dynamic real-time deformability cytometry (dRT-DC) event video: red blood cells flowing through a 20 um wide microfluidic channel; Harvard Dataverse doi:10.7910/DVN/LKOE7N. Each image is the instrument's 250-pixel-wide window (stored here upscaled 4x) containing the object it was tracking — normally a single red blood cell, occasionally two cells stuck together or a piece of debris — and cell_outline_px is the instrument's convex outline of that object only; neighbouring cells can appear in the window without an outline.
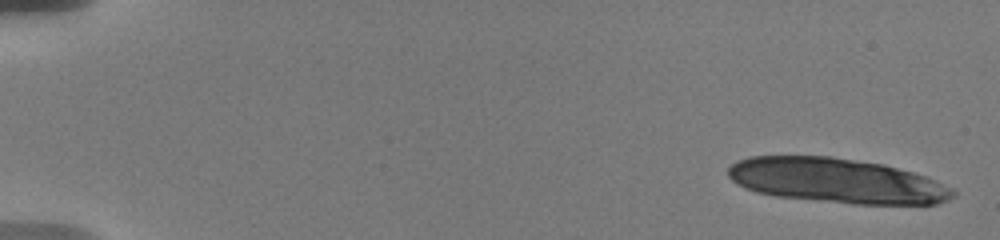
{"species": "human", "species_latin": "Homo sapiens", "temperature_condition": "warm", "stored_images_in_passage": 14, "camera_frame_rate_fps": 3000, "um_per_image_px": 0.085, "donor": {"sex": "male"}, "frame": {"image": 1, "passage_image": 1, "time_ms": 0.0, "image_size_px": [1000, 240], "cell_outline_px": [[956, 196], [940, 204], [852, 204], [776, 196], [756, 192], [744, 188], [736, 184], [728, 176], [728, 168], [736, 160], [752, 156], [832, 156], [884, 164], [912, 172], [924, 176], [956, 192]], "centroid_in_image_um": [71.07, 15.36], "position_along_channel_um": 13.9, "area_um2": 58.67}}
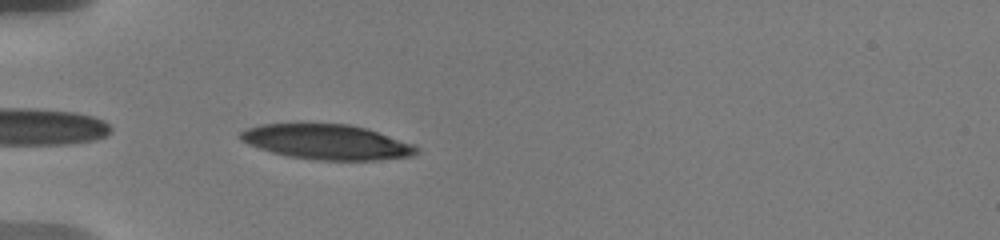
{"frame": {"image": 2, "passage_image": 12, "time_ms": 5.667, "image_size_px": [1000, 240], "cell_outline_px": [[420, 152], [412, 156], [376, 160], [320, 160], [288, 156], [272, 152], [248, 144], [240, 140], [240, 132], [248, 128], [260, 124], [348, 124], [368, 128], [416, 144], [420, 148]], "centroid_in_image_um": [27.86, 12.06], "position_along_channel_um": 57.1, "area_um2": 36.07}}